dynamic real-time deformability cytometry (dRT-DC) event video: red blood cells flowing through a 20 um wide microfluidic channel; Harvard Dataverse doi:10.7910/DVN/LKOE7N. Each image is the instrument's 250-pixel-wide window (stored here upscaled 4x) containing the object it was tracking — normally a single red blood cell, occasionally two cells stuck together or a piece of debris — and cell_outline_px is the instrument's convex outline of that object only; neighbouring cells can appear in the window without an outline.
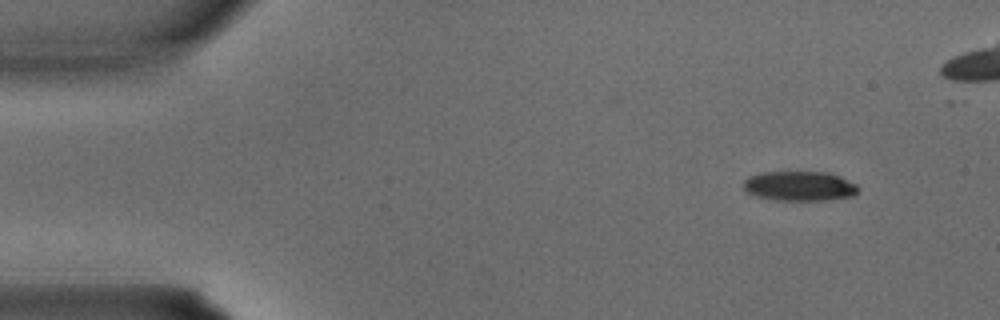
{"species": "common noctule bat (a hibernating species)", "species_latin": "Nyctalus noctula", "temperature_condition": "warm", "stored_images_in_passage": 3, "camera_frame_rate_fps": 3000, "um_per_image_px": 0.085, "animal": {"sex": "male", "body_mass_g": 15.6}, "frame": {"image": 1, "passage_image": 1, "time_ms": 0.0, "image_size_px": [1000, 320], "cell_outline_px": [[860, 188], [856, 196], [824, 200], [776, 200], [756, 196], [748, 192], [744, 188], [744, 180], [748, 176], [764, 172], [824, 172], [840, 176], [856, 184]], "centroid_in_image_um": [67.99, 15.82], "position_along_channel_um": 17.0, "area_um2": 19.88}}